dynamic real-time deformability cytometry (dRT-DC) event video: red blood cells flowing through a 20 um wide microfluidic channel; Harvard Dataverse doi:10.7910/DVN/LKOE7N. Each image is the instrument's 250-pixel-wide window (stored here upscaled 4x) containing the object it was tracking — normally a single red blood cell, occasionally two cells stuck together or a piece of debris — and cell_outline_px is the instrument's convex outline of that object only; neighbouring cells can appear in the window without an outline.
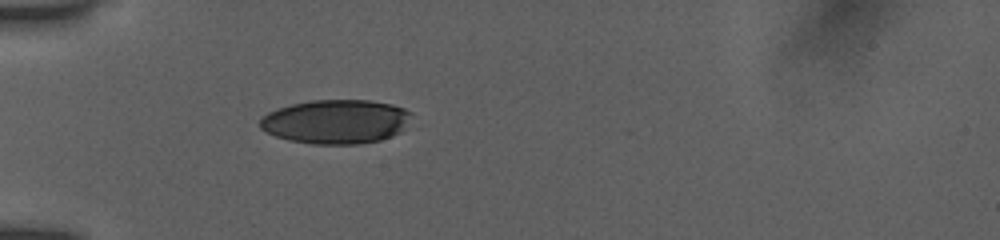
{"species": "human", "species_latin": "Homo sapiens", "temperature_condition": "room temperature", "stored_images_in_passage": 34, "camera_frame_rate_fps": 3000, "um_per_image_px": 0.085, "donor": {"sex": "female"}, "frame": {"image": 1, "passage_image": 1, "time_ms": 0.0, "image_size_px": [1000, 240], "cell_outline_px": [[412, 112], [400, 132], [392, 136], [380, 140], [356, 144], [312, 144], [288, 140], [276, 136], [260, 128], [260, 120], [268, 112], [276, 108], [292, 104], [312, 100], [368, 100], [392, 104], [404, 108]], "centroid_in_image_um": [28.54, 10.33], "position_along_channel_um": 56.5, "area_um2": 38.78}}
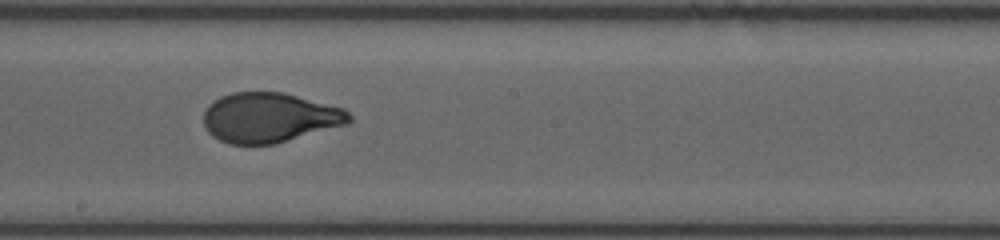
{"frame": {"image": 2, "passage_image": 15, "time_ms": 4.667, "image_size_px": [1000, 240], "cell_outline_px": [[352, 120], [348, 124], [276, 144], [232, 144], [220, 140], [212, 136], [208, 132], [204, 124], [204, 112], [208, 104], [220, 96], [232, 92], [284, 92], [344, 108], [352, 116]], "centroid_in_image_um": [22.92, 9.99], "position_along_channel_um": 225.3, "area_um2": 42.54}}
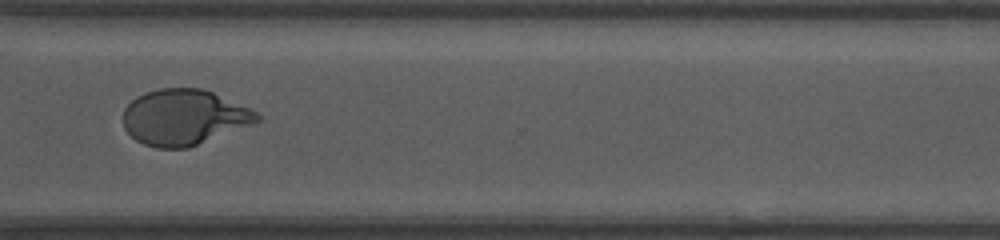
{"frame": {"image": 3, "passage_image": 25, "time_ms": 8.0, "image_size_px": [1000, 240], "cell_outline_px": [[260, 120], [252, 124], [188, 148], [156, 148], [144, 144], [136, 140], [124, 128], [124, 108], [136, 96], [144, 92], [160, 88], [200, 88], [212, 92], [252, 108], [260, 116]], "centroid_in_image_um": [15.63, 9.96], "position_along_channel_um": 355.0, "area_um2": 43.35}, "authors_computed_cell_mechanics": {"area_um2": 43.0321, "velocity_mm_per_s": 3.9196, "shape_relaxation_time_tau1_ms": 4.4103, "shape_relaxation_time_tau2_ms": null, "deformation_change_tau1": 0.2117, "deformation_change_tau2": null}}